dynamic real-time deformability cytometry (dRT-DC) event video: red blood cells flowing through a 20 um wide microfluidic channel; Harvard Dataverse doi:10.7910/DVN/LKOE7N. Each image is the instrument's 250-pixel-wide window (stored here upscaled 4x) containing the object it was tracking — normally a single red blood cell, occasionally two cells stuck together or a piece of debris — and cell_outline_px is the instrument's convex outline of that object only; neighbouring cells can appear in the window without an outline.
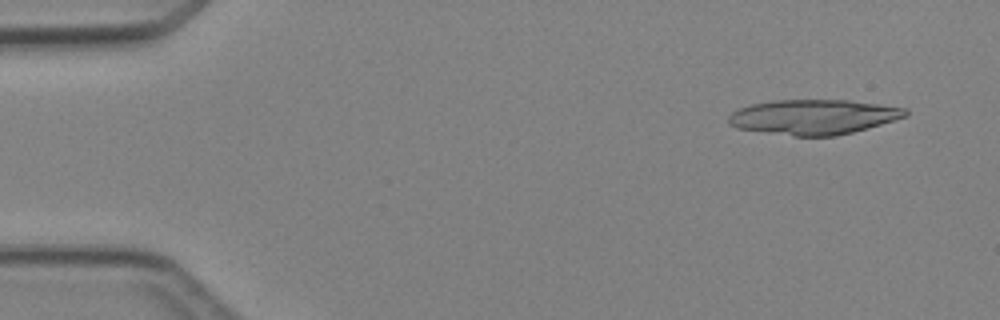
{"species": "Egyptian fruit bat (a non-hibernating species)", "species_latin": "Rousettus aegyptiacus", "temperature_condition": "cold", "stored_images_in_passage": 3, "camera_frame_rate_fps": 3000, "um_per_image_px": 0.085, "animal": {"sex": "female"}, "frame": {"image": 1, "passage_image": 1, "time_ms": 0.0, "image_size_px": [1000, 320], "cell_outline_px": [[908, 116], [868, 128], [836, 136], [796, 136], [736, 128], [728, 124], [728, 116], [732, 112], [748, 104], [772, 100], [848, 100], [908, 108]], "centroid_in_image_um": [69.14, 9.93], "position_along_channel_um": 15.9, "area_um2": 36.13}}